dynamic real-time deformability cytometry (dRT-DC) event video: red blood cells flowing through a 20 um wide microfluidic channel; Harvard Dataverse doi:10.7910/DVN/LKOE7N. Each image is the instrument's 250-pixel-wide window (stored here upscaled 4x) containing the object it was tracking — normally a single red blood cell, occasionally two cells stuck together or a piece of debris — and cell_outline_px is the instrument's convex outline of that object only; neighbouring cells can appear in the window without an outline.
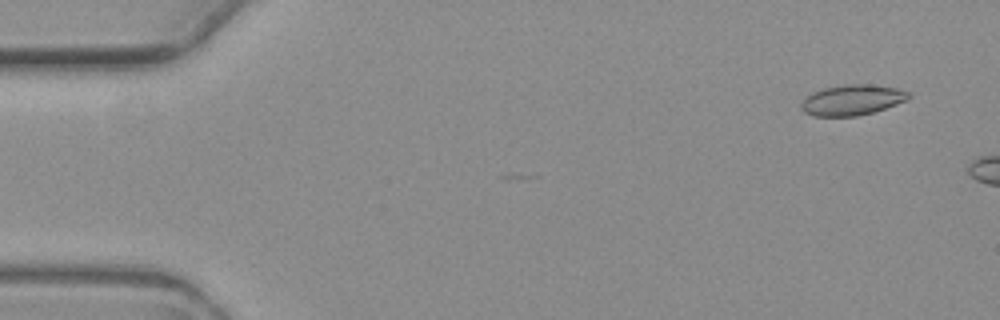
{"species": "common noctule bat (a hibernating species)", "species_latin": "Nyctalus noctula", "temperature_condition": "warm", "stored_images_in_passage": 3, "camera_frame_rate_fps": 3000, "um_per_image_px": 0.085, "animal": {"sex": "female", "body_mass_g": 19.3, "forearm_length_mm": 54.1}, "frame": {"image": 1, "passage_image": 1, "time_ms": 0.0, "image_size_px": [1000, 320], "cell_outline_px": [[912, 96], [908, 100], [872, 112], [856, 116], [812, 116], [804, 112], [800, 108], [800, 104], [812, 92], [824, 88], [844, 84], [872, 84], [896, 88], [912, 92]], "centroid_in_image_um": [72.45, 8.49], "position_along_channel_um": 12.5, "area_um2": 19.19}}